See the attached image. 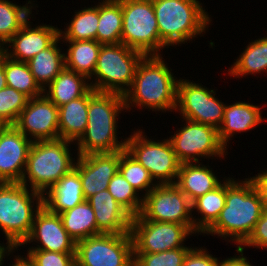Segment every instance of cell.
<instances>
[{
	"label": "cell",
	"mask_w": 267,
	"mask_h": 266,
	"mask_svg": "<svg viewBox=\"0 0 267 266\" xmlns=\"http://www.w3.org/2000/svg\"><path fill=\"white\" fill-rule=\"evenodd\" d=\"M234 179V176L226 177L224 208L203 235L220 236L227 243H237L236 247H240L252 233L264 206L249 177L244 180Z\"/></svg>",
	"instance_id": "cell-1"
},
{
	"label": "cell",
	"mask_w": 267,
	"mask_h": 266,
	"mask_svg": "<svg viewBox=\"0 0 267 266\" xmlns=\"http://www.w3.org/2000/svg\"><path fill=\"white\" fill-rule=\"evenodd\" d=\"M163 59L161 54L144 55L138 63L133 84L124 95L127 112L133 107L161 113L175 112L179 79Z\"/></svg>",
	"instance_id": "cell-2"
},
{
	"label": "cell",
	"mask_w": 267,
	"mask_h": 266,
	"mask_svg": "<svg viewBox=\"0 0 267 266\" xmlns=\"http://www.w3.org/2000/svg\"><path fill=\"white\" fill-rule=\"evenodd\" d=\"M125 110V111H124ZM126 112L124 96L116 93L89 90L87 127L75 143L77 156L92 153H111L125 149L127 137L118 138V119ZM119 132V133H118ZM122 140H119L121 139Z\"/></svg>",
	"instance_id": "cell-3"
},
{
	"label": "cell",
	"mask_w": 267,
	"mask_h": 266,
	"mask_svg": "<svg viewBox=\"0 0 267 266\" xmlns=\"http://www.w3.org/2000/svg\"><path fill=\"white\" fill-rule=\"evenodd\" d=\"M161 42L170 46H182L195 37L204 36L212 22L201 1L152 0Z\"/></svg>",
	"instance_id": "cell-4"
},
{
	"label": "cell",
	"mask_w": 267,
	"mask_h": 266,
	"mask_svg": "<svg viewBox=\"0 0 267 266\" xmlns=\"http://www.w3.org/2000/svg\"><path fill=\"white\" fill-rule=\"evenodd\" d=\"M43 206V195L22 183H0V230L6 243L19 248L31 233L36 213Z\"/></svg>",
	"instance_id": "cell-5"
},
{
	"label": "cell",
	"mask_w": 267,
	"mask_h": 266,
	"mask_svg": "<svg viewBox=\"0 0 267 266\" xmlns=\"http://www.w3.org/2000/svg\"><path fill=\"white\" fill-rule=\"evenodd\" d=\"M71 144L75 145L60 138L33 142L21 183L44 195L74 168L78 156L75 152L73 158Z\"/></svg>",
	"instance_id": "cell-6"
},
{
	"label": "cell",
	"mask_w": 267,
	"mask_h": 266,
	"mask_svg": "<svg viewBox=\"0 0 267 266\" xmlns=\"http://www.w3.org/2000/svg\"><path fill=\"white\" fill-rule=\"evenodd\" d=\"M144 54L122 43L102 44L93 75L91 88L99 92L124 96L131 88L138 63Z\"/></svg>",
	"instance_id": "cell-7"
},
{
	"label": "cell",
	"mask_w": 267,
	"mask_h": 266,
	"mask_svg": "<svg viewBox=\"0 0 267 266\" xmlns=\"http://www.w3.org/2000/svg\"><path fill=\"white\" fill-rule=\"evenodd\" d=\"M121 43L144 55H160L167 48L160 40L152 0H121Z\"/></svg>",
	"instance_id": "cell-8"
},
{
	"label": "cell",
	"mask_w": 267,
	"mask_h": 266,
	"mask_svg": "<svg viewBox=\"0 0 267 266\" xmlns=\"http://www.w3.org/2000/svg\"><path fill=\"white\" fill-rule=\"evenodd\" d=\"M147 137L143 129L134 130L127 137L125 150L149 171L157 185L175 184L181 163L170 140Z\"/></svg>",
	"instance_id": "cell-9"
},
{
	"label": "cell",
	"mask_w": 267,
	"mask_h": 266,
	"mask_svg": "<svg viewBox=\"0 0 267 266\" xmlns=\"http://www.w3.org/2000/svg\"><path fill=\"white\" fill-rule=\"evenodd\" d=\"M76 266H134L131 232L99 234L76 242Z\"/></svg>",
	"instance_id": "cell-10"
},
{
	"label": "cell",
	"mask_w": 267,
	"mask_h": 266,
	"mask_svg": "<svg viewBox=\"0 0 267 266\" xmlns=\"http://www.w3.org/2000/svg\"><path fill=\"white\" fill-rule=\"evenodd\" d=\"M181 119L182 122L185 121L184 125L181 124L174 135L168 137L180 163L200 162L205 161L202 160L205 158H225L228 151L220 142L216 128Z\"/></svg>",
	"instance_id": "cell-11"
},
{
	"label": "cell",
	"mask_w": 267,
	"mask_h": 266,
	"mask_svg": "<svg viewBox=\"0 0 267 266\" xmlns=\"http://www.w3.org/2000/svg\"><path fill=\"white\" fill-rule=\"evenodd\" d=\"M196 234L194 224L156 222L144 220L139 215L132 218L134 253H157L187 247L184 242Z\"/></svg>",
	"instance_id": "cell-12"
},
{
	"label": "cell",
	"mask_w": 267,
	"mask_h": 266,
	"mask_svg": "<svg viewBox=\"0 0 267 266\" xmlns=\"http://www.w3.org/2000/svg\"><path fill=\"white\" fill-rule=\"evenodd\" d=\"M215 92L201 83L179 77L175 112L179 111L183 119L210 125L218 130L222 125L226 104L216 97Z\"/></svg>",
	"instance_id": "cell-13"
},
{
	"label": "cell",
	"mask_w": 267,
	"mask_h": 266,
	"mask_svg": "<svg viewBox=\"0 0 267 266\" xmlns=\"http://www.w3.org/2000/svg\"><path fill=\"white\" fill-rule=\"evenodd\" d=\"M139 216L156 222L193 224L191 202L176 184L156 185L143 196Z\"/></svg>",
	"instance_id": "cell-14"
},
{
	"label": "cell",
	"mask_w": 267,
	"mask_h": 266,
	"mask_svg": "<svg viewBox=\"0 0 267 266\" xmlns=\"http://www.w3.org/2000/svg\"><path fill=\"white\" fill-rule=\"evenodd\" d=\"M14 126L33 142L59 139L58 107L44 94L33 97Z\"/></svg>",
	"instance_id": "cell-15"
},
{
	"label": "cell",
	"mask_w": 267,
	"mask_h": 266,
	"mask_svg": "<svg viewBox=\"0 0 267 266\" xmlns=\"http://www.w3.org/2000/svg\"><path fill=\"white\" fill-rule=\"evenodd\" d=\"M28 243V244H27ZM59 253H75L76 241L67 233L59 214L51 213L44 205L36 213L30 235L20 247Z\"/></svg>",
	"instance_id": "cell-16"
},
{
	"label": "cell",
	"mask_w": 267,
	"mask_h": 266,
	"mask_svg": "<svg viewBox=\"0 0 267 266\" xmlns=\"http://www.w3.org/2000/svg\"><path fill=\"white\" fill-rule=\"evenodd\" d=\"M32 143L14 125L0 132V183H21Z\"/></svg>",
	"instance_id": "cell-17"
},
{
	"label": "cell",
	"mask_w": 267,
	"mask_h": 266,
	"mask_svg": "<svg viewBox=\"0 0 267 266\" xmlns=\"http://www.w3.org/2000/svg\"><path fill=\"white\" fill-rule=\"evenodd\" d=\"M31 17L22 25L21 29L1 48L10 59L28 62L37 53L48 48L58 37L59 28L50 24L33 25Z\"/></svg>",
	"instance_id": "cell-18"
},
{
	"label": "cell",
	"mask_w": 267,
	"mask_h": 266,
	"mask_svg": "<svg viewBox=\"0 0 267 266\" xmlns=\"http://www.w3.org/2000/svg\"><path fill=\"white\" fill-rule=\"evenodd\" d=\"M120 151L78 156L74 168L82 182L85 199L107 190L112 177L119 171Z\"/></svg>",
	"instance_id": "cell-19"
},
{
	"label": "cell",
	"mask_w": 267,
	"mask_h": 266,
	"mask_svg": "<svg viewBox=\"0 0 267 266\" xmlns=\"http://www.w3.org/2000/svg\"><path fill=\"white\" fill-rule=\"evenodd\" d=\"M87 201L94 210L98 235L131 232L133 216L114 199L108 190L90 196Z\"/></svg>",
	"instance_id": "cell-20"
},
{
	"label": "cell",
	"mask_w": 267,
	"mask_h": 266,
	"mask_svg": "<svg viewBox=\"0 0 267 266\" xmlns=\"http://www.w3.org/2000/svg\"><path fill=\"white\" fill-rule=\"evenodd\" d=\"M265 120L267 121L262 117L261 106L241 100L227 104L225 105L222 125L218 129L219 140L228 149L230 140L235 134L256 129Z\"/></svg>",
	"instance_id": "cell-21"
},
{
	"label": "cell",
	"mask_w": 267,
	"mask_h": 266,
	"mask_svg": "<svg viewBox=\"0 0 267 266\" xmlns=\"http://www.w3.org/2000/svg\"><path fill=\"white\" fill-rule=\"evenodd\" d=\"M207 164L204 165L203 162L180 164L175 184L191 203L223 182L222 179H218L209 163Z\"/></svg>",
	"instance_id": "cell-22"
},
{
	"label": "cell",
	"mask_w": 267,
	"mask_h": 266,
	"mask_svg": "<svg viewBox=\"0 0 267 266\" xmlns=\"http://www.w3.org/2000/svg\"><path fill=\"white\" fill-rule=\"evenodd\" d=\"M78 171L73 168L43 195V205L55 214L63 213L85 201Z\"/></svg>",
	"instance_id": "cell-23"
},
{
	"label": "cell",
	"mask_w": 267,
	"mask_h": 266,
	"mask_svg": "<svg viewBox=\"0 0 267 266\" xmlns=\"http://www.w3.org/2000/svg\"><path fill=\"white\" fill-rule=\"evenodd\" d=\"M89 91L82 97L58 107L59 138L76 143L88 121Z\"/></svg>",
	"instance_id": "cell-24"
},
{
	"label": "cell",
	"mask_w": 267,
	"mask_h": 266,
	"mask_svg": "<svg viewBox=\"0 0 267 266\" xmlns=\"http://www.w3.org/2000/svg\"><path fill=\"white\" fill-rule=\"evenodd\" d=\"M89 79L64 68L43 90V94L57 107L84 96L90 89Z\"/></svg>",
	"instance_id": "cell-25"
},
{
	"label": "cell",
	"mask_w": 267,
	"mask_h": 266,
	"mask_svg": "<svg viewBox=\"0 0 267 266\" xmlns=\"http://www.w3.org/2000/svg\"><path fill=\"white\" fill-rule=\"evenodd\" d=\"M61 42L58 37L48 48L40 51L27 62L35 81L42 90L65 68V53L59 47L63 44Z\"/></svg>",
	"instance_id": "cell-26"
},
{
	"label": "cell",
	"mask_w": 267,
	"mask_h": 266,
	"mask_svg": "<svg viewBox=\"0 0 267 266\" xmlns=\"http://www.w3.org/2000/svg\"><path fill=\"white\" fill-rule=\"evenodd\" d=\"M225 198L226 176L218 187L198 197L191 203L194 231L197 235L204 234L216 222L221 210L224 208ZM195 211L198 212L197 218L196 215L194 216V213L196 214Z\"/></svg>",
	"instance_id": "cell-27"
},
{
	"label": "cell",
	"mask_w": 267,
	"mask_h": 266,
	"mask_svg": "<svg viewBox=\"0 0 267 266\" xmlns=\"http://www.w3.org/2000/svg\"><path fill=\"white\" fill-rule=\"evenodd\" d=\"M229 67L228 75L234 78L267 73V36L251 40ZM262 72V73H261ZM267 75V74H266Z\"/></svg>",
	"instance_id": "cell-28"
},
{
	"label": "cell",
	"mask_w": 267,
	"mask_h": 266,
	"mask_svg": "<svg viewBox=\"0 0 267 266\" xmlns=\"http://www.w3.org/2000/svg\"><path fill=\"white\" fill-rule=\"evenodd\" d=\"M68 47L65 50V68L85 75H93L102 44L96 40L62 41Z\"/></svg>",
	"instance_id": "cell-29"
},
{
	"label": "cell",
	"mask_w": 267,
	"mask_h": 266,
	"mask_svg": "<svg viewBox=\"0 0 267 266\" xmlns=\"http://www.w3.org/2000/svg\"><path fill=\"white\" fill-rule=\"evenodd\" d=\"M66 24V28H59V37L62 41L96 40L99 22V1L97 5L82 7L77 10Z\"/></svg>",
	"instance_id": "cell-30"
},
{
	"label": "cell",
	"mask_w": 267,
	"mask_h": 266,
	"mask_svg": "<svg viewBox=\"0 0 267 266\" xmlns=\"http://www.w3.org/2000/svg\"><path fill=\"white\" fill-rule=\"evenodd\" d=\"M59 215L65 230L76 242L98 235L94 210L87 200Z\"/></svg>",
	"instance_id": "cell-31"
},
{
	"label": "cell",
	"mask_w": 267,
	"mask_h": 266,
	"mask_svg": "<svg viewBox=\"0 0 267 266\" xmlns=\"http://www.w3.org/2000/svg\"><path fill=\"white\" fill-rule=\"evenodd\" d=\"M121 35V0H101L96 41L101 44H117L121 43Z\"/></svg>",
	"instance_id": "cell-32"
},
{
	"label": "cell",
	"mask_w": 267,
	"mask_h": 266,
	"mask_svg": "<svg viewBox=\"0 0 267 266\" xmlns=\"http://www.w3.org/2000/svg\"><path fill=\"white\" fill-rule=\"evenodd\" d=\"M33 2L35 1L28 0L21 6L10 0H0V50L33 16L32 9L38 7Z\"/></svg>",
	"instance_id": "cell-33"
},
{
	"label": "cell",
	"mask_w": 267,
	"mask_h": 266,
	"mask_svg": "<svg viewBox=\"0 0 267 266\" xmlns=\"http://www.w3.org/2000/svg\"><path fill=\"white\" fill-rule=\"evenodd\" d=\"M4 71L7 86L23 93L29 99L43 94V90L35 81L27 62L12 60L4 54Z\"/></svg>",
	"instance_id": "cell-34"
},
{
	"label": "cell",
	"mask_w": 267,
	"mask_h": 266,
	"mask_svg": "<svg viewBox=\"0 0 267 266\" xmlns=\"http://www.w3.org/2000/svg\"><path fill=\"white\" fill-rule=\"evenodd\" d=\"M119 172L139 194L144 192L141 194L142 196H146L157 185L152 179L149 171L125 149L120 150Z\"/></svg>",
	"instance_id": "cell-35"
},
{
	"label": "cell",
	"mask_w": 267,
	"mask_h": 266,
	"mask_svg": "<svg viewBox=\"0 0 267 266\" xmlns=\"http://www.w3.org/2000/svg\"><path fill=\"white\" fill-rule=\"evenodd\" d=\"M107 190L133 217L140 214L143 196L118 171L110 180Z\"/></svg>",
	"instance_id": "cell-36"
},
{
	"label": "cell",
	"mask_w": 267,
	"mask_h": 266,
	"mask_svg": "<svg viewBox=\"0 0 267 266\" xmlns=\"http://www.w3.org/2000/svg\"><path fill=\"white\" fill-rule=\"evenodd\" d=\"M29 98L12 87L0 90V120L6 125H15Z\"/></svg>",
	"instance_id": "cell-37"
},
{
	"label": "cell",
	"mask_w": 267,
	"mask_h": 266,
	"mask_svg": "<svg viewBox=\"0 0 267 266\" xmlns=\"http://www.w3.org/2000/svg\"><path fill=\"white\" fill-rule=\"evenodd\" d=\"M192 246L157 253H134V266H182Z\"/></svg>",
	"instance_id": "cell-38"
},
{
	"label": "cell",
	"mask_w": 267,
	"mask_h": 266,
	"mask_svg": "<svg viewBox=\"0 0 267 266\" xmlns=\"http://www.w3.org/2000/svg\"><path fill=\"white\" fill-rule=\"evenodd\" d=\"M26 253L35 266H76L75 253H59L28 249Z\"/></svg>",
	"instance_id": "cell-39"
},
{
	"label": "cell",
	"mask_w": 267,
	"mask_h": 266,
	"mask_svg": "<svg viewBox=\"0 0 267 266\" xmlns=\"http://www.w3.org/2000/svg\"><path fill=\"white\" fill-rule=\"evenodd\" d=\"M246 250L245 247H253L257 249H267V208H264L260 219L254 226V229L248 239L240 246Z\"/></svg>",
	"instance_id": "cell-40"
},
{
	"label": "cell",
	"mask_w": 267,
	"mask_h": 266,
	"mask_svg": "<svg viewBox=\"0 0 267 266\" xmlns=\"http://www.w3.org/2000/svg\"><path fill=\"white\" fill-rule=\"evenodd\" d=\"M219 259L206 247H194L187 253L182 266H218Z\"/></svg>",
	"instance_id": "cell-41"
},
{
	"label": "cell",
	"mask_w": 267,
	"mask_h": 266,
	"mask_svg": "<svg viewBox=\"0 0 267 266\" xmlns=\"http://www.w3.org/2000/svg\"><path fill=\"white\" fill-rule=\"evenodd\" d=\"M253 183L255 190L258 192L264 208H267V169L260 171L255 176L249 178Z\"/></svg>",
	"instance_id": "cell-42"
},
{
	"label": "cell",
	"mask_w": 267,
	"mask_h": 266,
	"mask_svg": "<svg viewBox=\"0 0 267 266\" xmlns=\"http://www.w3.org/2000/svg\"><path fill=\"white\" fill-rule=\"evenodd\" d=\"M236 251V253H239L238 256L236 254L233 257H227L222 261L219 258L218 266H253L247 257L243 255L244 249L237 247Z\"/></svg>",
	"instance_id": "cell-43"
},
{
	"label": "cell",
	"mask_w": 267,
	"mask_h": 266,
	"mask_svg": "<svg viewBox=\"0 0 267 266\" xmlns=\"http://www.w3.org/2000/svg\"><path fill=\"white\" fill-rule=\"evenodd\" d=\"M15 256L13 258V262L11 261V263H8L9 266H35L34 262L30 259V257L26 254V255H12ZM25 256V257H24Z\"/></svg>",
	"instance_id": "cell-44"
},
{
	"label": "cell",
	"mask_w": 267,
	"mask_h": 266,
	"mask_svg": "<svg viewBox=\"0 0 267 266\" xmlns=\"http://www.w3.org/2000/svg\"><path fill=\"white\" fill-rule=\"evenodd\" d=\"M19 250V248H10V247H5V246H0V266H3L5 257H12V254L16 253L15 251ZM14 252V253H13Z\"/></svg>",
	"instance_id": "cell-45"
},
{
	"label": "cell",
	"mask_w": 267,
	"mask_h": 266,
	"mask_svg": "<svg viewBox=\"0 0 267 266\" xmlns=\"http://www.w3.org/2000/svg\"><path fill=\"white\" fill-rule=\"evenodd\" d=\"M7 86L6 75L4 71V53L0 50V90Z\"/></svg>",
	"instance_id": "cell-46"
},
{
	"label": "cell",
	"mask_w": 267,
	"mask_h": 266,
	"mask_svg": "<svg viewBox=\"0 0 267 266\" xmlns=\"http://www.w3.org/2000/svg\"><path fill=\"white\" fill-rule=\"evenodd\" d=\"M7 125L0 120V132L6 127Z\"/></svg>",
	"instance_id": "cell-47"
}]
</instances>
